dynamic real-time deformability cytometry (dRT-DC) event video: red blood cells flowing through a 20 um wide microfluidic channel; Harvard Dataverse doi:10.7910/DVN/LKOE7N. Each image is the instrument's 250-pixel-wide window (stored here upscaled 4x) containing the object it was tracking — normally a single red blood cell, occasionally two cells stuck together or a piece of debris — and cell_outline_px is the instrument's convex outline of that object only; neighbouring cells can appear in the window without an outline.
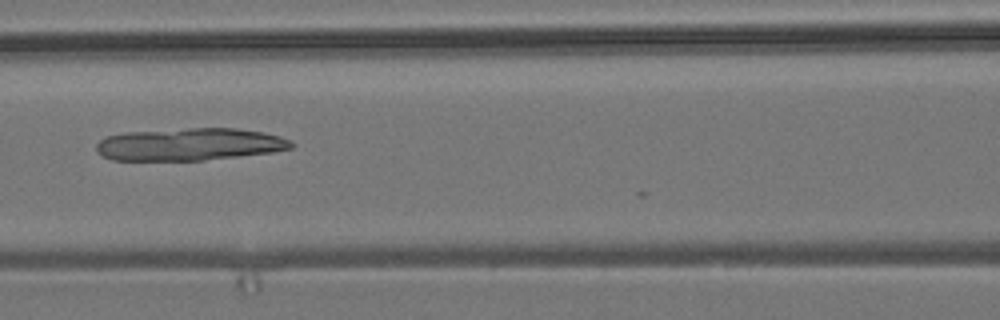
{"species": "common noctule bat (a hibernating species)", "species_latin": "Nyctalus noctula", "temperature_condition": "room temperature", "stored_images_in_passage": 3, "camera_frame_rate_fps": 3000, "um_per_image_px": 0.085, "animal": {"sex": "male", "body_mass_g": 19.2, "forearm_length_mm": 51.8}, "frame": {"image": 1, "passage_image": 3, "time_ms": 0.667, "image_size_px": [1000, 320], "cell_outline_px": [[296, 144], [292, 148], [272, 152], [204, 160], [112, 160], [96, 152], [96, 144], [100, 140], [108, 136], [124, 132], [188, 128], [236, 128], [264, 132], [280, 136], [292, 140]], "centroid_in_image_um": [16.14, 12.26], "position_along_channel_um": 150.5, "area_um2": 36.99}}